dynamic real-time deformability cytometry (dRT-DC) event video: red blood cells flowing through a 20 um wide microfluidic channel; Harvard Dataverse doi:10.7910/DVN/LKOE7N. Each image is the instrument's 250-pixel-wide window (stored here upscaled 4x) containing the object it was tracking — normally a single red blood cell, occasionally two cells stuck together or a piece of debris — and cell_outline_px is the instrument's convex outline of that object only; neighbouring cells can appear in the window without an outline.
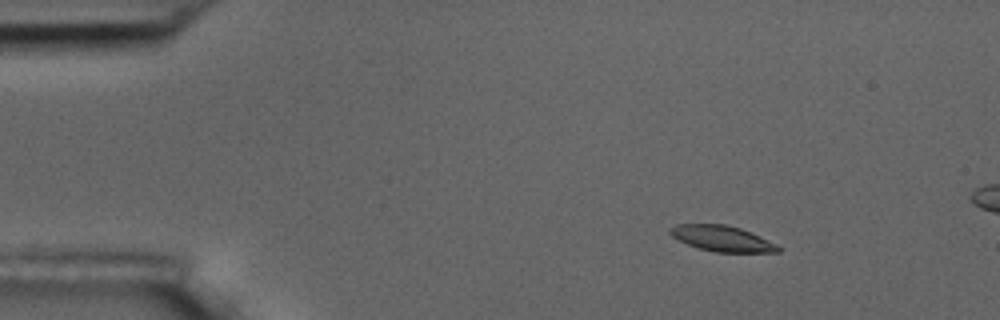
{"species": "common noctule bat (a hibernating species)", "species_latin": "Nyctalus noctula", "temperature_condition": "room temperature", "stored_images_in_passage": 5, "camera_frame_rate_fps": 3000, "um_per_image_px": 0.085, "animal": {"sex": "male", "body_mass_g": 17.5, "forearm_length_mm": 52.3}, "frame": {"image": 1, "passage_image": 3, "time_ms": 2.333, "image_size_px": [1000, 320], "cell_outline_px": [[780, 252], [716, 252], [700, 248], [688, 244], [672, 236], [668, 232], [668, 228], [676, 224], [724, 224], [740, 228], [776, 244], [780, 248]], "centroid_in_image_um": [61.33, 20.26], "position_along_channel_um": 23.7, "area_um2": 15.9}}